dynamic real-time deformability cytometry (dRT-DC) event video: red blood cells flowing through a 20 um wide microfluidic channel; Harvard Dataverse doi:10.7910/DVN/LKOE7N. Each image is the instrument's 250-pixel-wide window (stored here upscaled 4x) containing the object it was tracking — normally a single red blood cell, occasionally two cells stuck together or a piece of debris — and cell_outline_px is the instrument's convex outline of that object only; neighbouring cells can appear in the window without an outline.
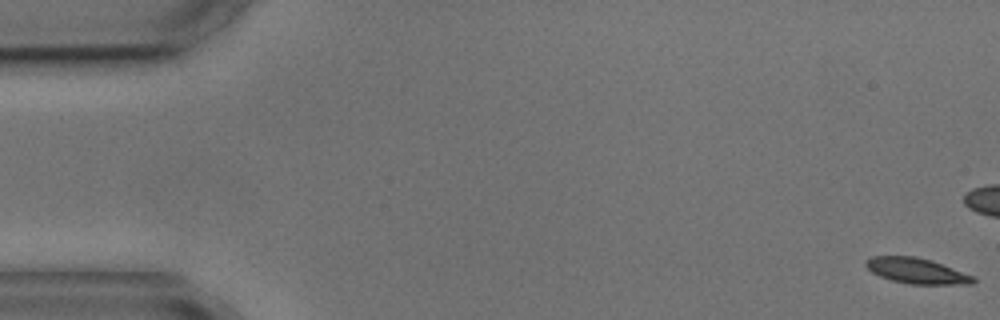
{"species": "common noctule bat (a hibernating species)", "species_latin": "Nyctalus noctula", "temperature_condition": "cold", "stored_images_in_passage": 4, "camera_frame_rate_fps": 3000, "um_per_image_px": 0.085, "animal": {"sex": "male", "body_mass_g": 17.9, "forearm_length_mm": 54.2}, "frame": {"image": 1, "passage_image": 1, "time_ms": 0.0, "image_size_px": [1000, 320], "cell_outline_px": [[976, 280], [972, 284], [908, 284], [892, 280], [880, 276], [872, 272], [864, 264], [864, 260], [872, 256], [916, 256], [932, 260], [972, 276]], "centroid_in_image_um": [77.87, 23.01], "position_along_channel_um": 7.1, "area_um2": 15.9}}
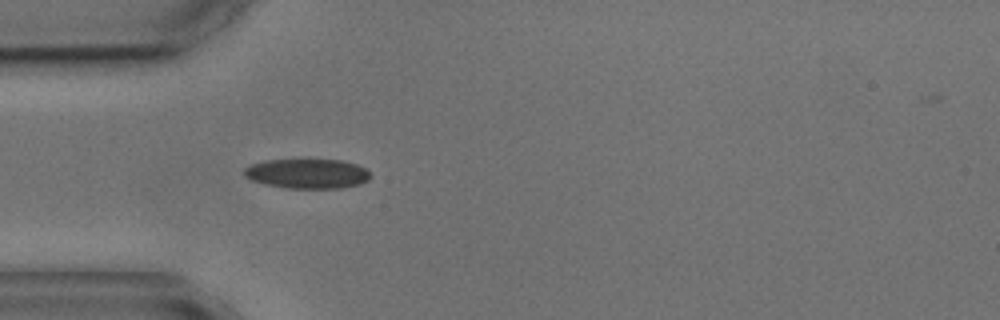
{"frame": {"image": 2, "passage_image": 4, "time_ms": 6.333, "image_size_px": [1000, 320], "cell_outline_px": [[372, 176], [368, 180], [360, 184], [340, 188], [284, 188], [264, 184], [252, 180], [244, 176], [244, 168], [252, 164], [264, 160], [340, 160], [356, 164], [364, 168]], "centroid_in_image_um": [26.11, 14.76], "position_along_channel_um": 58.9, "area_um2": 21.79}}